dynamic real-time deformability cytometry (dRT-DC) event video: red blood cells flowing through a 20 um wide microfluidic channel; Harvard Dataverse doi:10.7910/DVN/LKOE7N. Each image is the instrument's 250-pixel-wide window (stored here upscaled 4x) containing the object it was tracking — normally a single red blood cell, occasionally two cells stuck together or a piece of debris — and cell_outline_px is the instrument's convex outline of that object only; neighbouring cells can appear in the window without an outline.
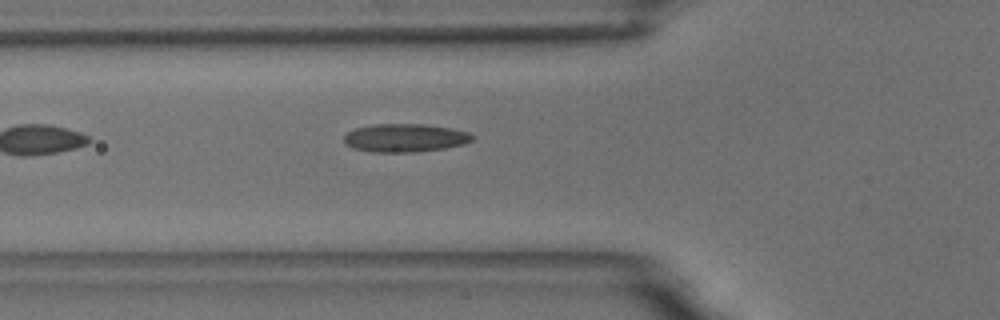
{"species": "common noctule bat (a hibernating species)", "species_latin": "Nyctalus noctula", "temperature_condition": "room temperature", "stored_images_in_passage": 5, "camera_frame_rate_fps": 3000, "um_per_image_px": 0.085, "animal": {"sex": "male", "body_mass_g": 18.8}, "frame": {"image": 1, "passage_image": 5, "time_ms": 4.667, "image_size_px": [1000, 320], "cell_outline_px": [[476, 136], [472, 140], [464, 144], [444, 148], [416, 152], [372, 152], [352, 148], [344, 144], [344, 136], [348, 132], [356, 128], [376, 124], [424, 124], [452, 128], [468, 132]], "centroid_in_image_um": [34.43, 11.72], "position_along_channel_um": 91.4, "area_um2": 21.21}}